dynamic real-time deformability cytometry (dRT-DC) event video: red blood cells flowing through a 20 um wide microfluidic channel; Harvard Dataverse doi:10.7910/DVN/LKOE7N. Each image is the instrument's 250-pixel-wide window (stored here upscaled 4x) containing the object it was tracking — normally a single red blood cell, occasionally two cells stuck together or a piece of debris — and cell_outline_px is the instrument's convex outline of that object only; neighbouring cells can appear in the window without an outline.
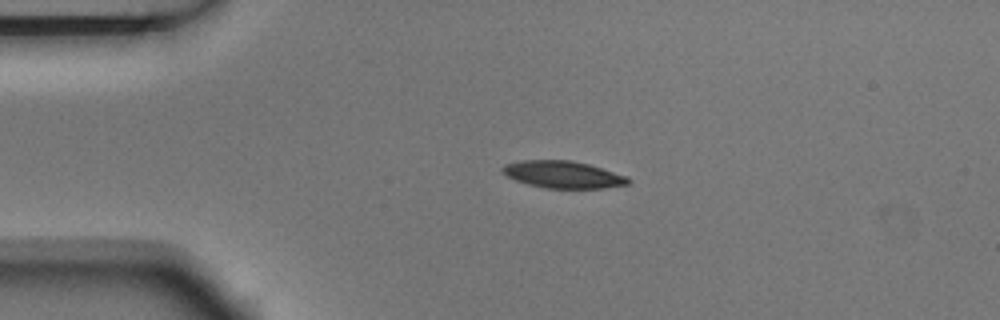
{"species": "Egyptian fruit bat (a non-hibernating species)", "species_latin": "Rousettus aegyptiacus", "temperature_condition": "room temperature", "stored_images_in_passage": 2, "camera_frame_rate_fps": 3000, "um_per_image_px": 0.085, "animal": {"sex": "male"}, "frame": {"image": 1, "passage_image": 1, "time_ms": 0.0, "image_size_px": [1000, 320], "cell_outline_px": [[632, 180], [628, 184], [604, 188], [544, 188], [528, 184], [516, 180], [508, 176], [500, 168], [504, 164], [520, 160], [568, 160], [588, 164], [628, 176]], "centroid_in_image_um": [47.87, 14.83], "position_along_channel_um": 37.1, "area_um2": 19.83}}